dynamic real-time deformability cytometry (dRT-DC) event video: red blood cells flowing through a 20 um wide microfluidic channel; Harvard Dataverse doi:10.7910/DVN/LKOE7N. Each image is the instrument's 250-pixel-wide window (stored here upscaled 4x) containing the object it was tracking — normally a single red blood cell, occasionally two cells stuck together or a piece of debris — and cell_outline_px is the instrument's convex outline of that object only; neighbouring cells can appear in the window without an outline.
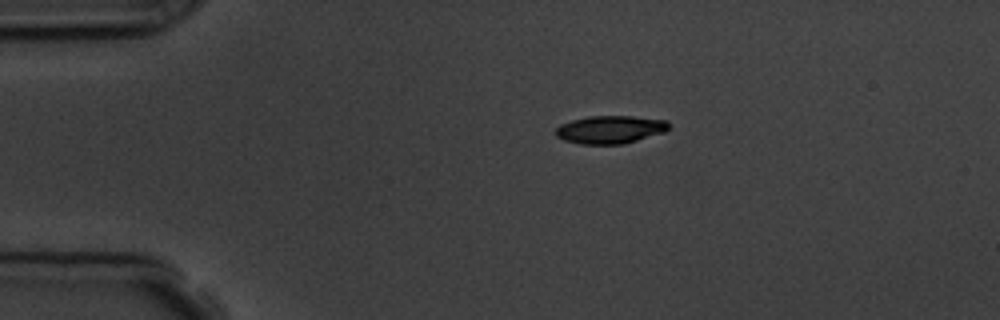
{"species": "common noctule bat (a hibernating species)", "species_latin": "Nyctalus noctula", "temperature_condition": "room temperature", "stored_images_in_passage": 3, "camera_frame_rate_fps": 3000, "um_per_image_px": 0.085, "animal": {"sex": "male", "body_mass_g": 19.5, "forearm_length_mm": 54.6}, "frame": {"image": 1, "passage_image": 1, "time_ms": 0.0, "image_size_px": [1000, 320], "cell_outline_px": [[668, 128], [664, 132], [624, 144], [580, 144], [564, 140], [556, 136], [556, 128], [560, 124], [572, 120], [588, 116], [632, 116], [668, 120]], "centroid_in_image_um": [51.85, 11.01], "position_along_channel_um": 33.1, "area_um2": 18.38}}
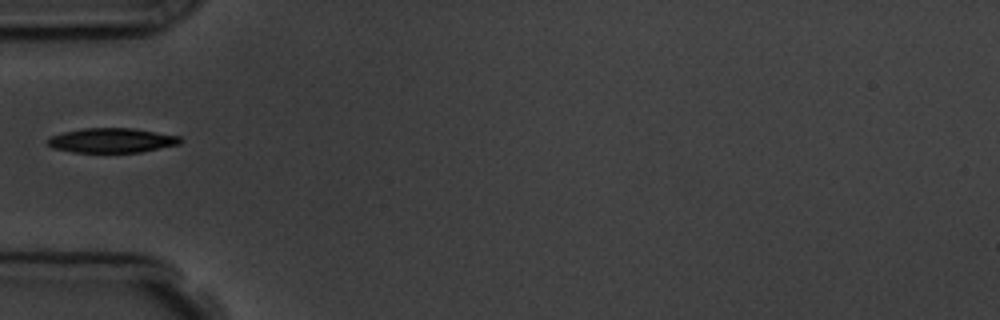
{"frame": {"image": 2, "passage_image": 3, "time_ms": 2.333, "image_size_px": [1000, 320], "cell_outline_px": [[184, 140], [180, 144], [140, 152], [72, 152], [52, 148], [44, 140], [48, 136], [64, 132], [84, 128], [132, 128], [180, 136]], "centroid_in_image_um": [9.47, 11.93], "position_along_channel_um": 75.5, "area_um2": 19.13}}